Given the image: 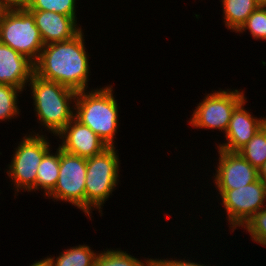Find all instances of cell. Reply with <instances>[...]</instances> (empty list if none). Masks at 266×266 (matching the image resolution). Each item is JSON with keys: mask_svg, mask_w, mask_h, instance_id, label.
<instances>
[{"mask_svg": "<svg viewBox=\"0 0 266 266\" xmlns=\"http://www.w3.org/2000/svg\"><path fill=\"white\" fill-rule=\"evenodd\" d=\"M34 74V63L26 56L0 42V84L26 91Z\"/></svg>", "mask_w": 266, "mask_h": 266, "instance_id": "14", "label": "cell"}, {"mask_svg": "<svg viewBox=\"0 0 266 266\" xmlns=\"http://www.w3.org/2000/svg\"><path fill=\"white\" fill-rule=\"evenodd\" d=\"M29 82L38 123L44 126V131L56 136L74 118L77 92L36 74Z\"/></svg>", "mask_w": 266, "mask_h": 266, "instance_id": "2", "label": "cell"}, {"mask_svg": "<svg viewBox=\"0 0 266 266\" xmlns=\"http://www.w3.org/2000/svg\"><path fill=\"white\" fill-rule=\"evenodd\" d=\"M88 245L70 246L55 256H47L50 266H93L97 251Z\"/></svg>", "mask_w": 266, "mask_h": 266, "instance_id": "17", "label": "cell"}, {"mask_svg": "<svg viewBox=\"0 0 266 266\" xmlns=\"http://www.w3.org/2000/svg\"><path fill=\"white\" fill-rule=\"evenodd\" d=\"M219 158L213 182L220 196L231 189H238L258 179V170L238 152L217 148Z\"/></svg>", "mask_w": 266, "mask_h": 266, "instance_id": "10", "label": "cell"}, {"mask_svg": "<svg viewBox=\"0 0 266 266\" xmlns=\"http://www.w3.org/2000/svg\"><path fill=\"white\" fill-rule=\"evenodd\" d=\"M76 1L77 0H30L25 8L27 10H45L64 14L73 17L77 21Z\"/></svg>", "mask_w": 266, "mask_h": 266, "instance_id": "21", "label": "cell"}, {"mask_svg": "<svg viewBox=\"0 0 266 266\" xmlns=\"http://www.w3.org/2000/svg\"><path fill=\"white\" fill-rule=\"evenodd\" d=\"M145 261V262H144ZM154 259L147 258L140 260L127 251H122L120 248L106 249L99 253L95 258L93 266H153Z\"/></svg>", "mask_w": 266, "mask_h": 266, "instance_id": "18", "label": "cell"}, {"mask_svg": "<svg viewBox=\"0 0 266 266\" xmlns=\"http://www.w3.org/2000/svg\"><path fill=\"white\" fill-rule=\"evenodd\" d=\"M7 7L1 2L0 0V18H1V15L3 13V11L6 9Z\"/></svg>", "mask_w": 266, "mask_h": 266, "instance_id": "28", "label": "cell"}, {"mask_svg": "<svg viewBox=\"0 0 266 266\" xmlns=\"http://www.w3.org/2000/svg\"><path fill=\"white\" fill-rule=\"evenodd\" d=\"M113 85L77 92L74 118L88 126L108 147H115L119 110ZM115 138V139H114Z\"/></svg>", "mask_w": 266, "mask_h": 266, "instance_id": "3", "label": "cell"}, {"mask_svg": "<svg viewBox=\"0 0 266 266\" xmlns=\"http://www.w3.org/2000/svg\"><path fill=\"white\" fill-rule=\"evenodd\" d=\"M28 11L34 17L44 45L71 40L82 31L73 17L45 10Z\"/></svg>", "mask_w": 266, "mask_h": 266, "instance_id": "13", "label": "cell"}, {"mask_svg": "<svg viewBox=\"0 0 266 266\" xmlns=\"http://www.w3.org/2000/svg\"><path fill=\"white\" fill-rule=\"evenodd\" d=\"M258 178L266 185V162L258 169Z\"/></svg>", "mask_w": 266, "mask_h": 266, "instance_id": "26", "label": "cell"}, {"mask_svg": "<svg viewBox=\"0 0 266 266\" xmlns=\"http://www.w3.org/2000/svg\"><path fill=\"white\" fill-rule=\"evenodd\" d=\"M249 31L255 40H266V7L259 6L236 33Z\"/></svg>", "mask_w": 266, "mask_h": 266, "instance_id": "22", "label": "cell"}, {"mask_svg": "<svg viewBox=\"0 0 266 266\" xmlns=\"http://www.w3.org/2000/svg\"><path fill=\"white\" fill-rule=\"evenodd\" d=\"M29 266H50L48 259L45 257L41 260L33 262V264Z\"/></svg>", "mask_w": 266, "mask_h": 266, "instance_id": "27", "label": "cell"}, {"mask_svg": "<svg viewBox=\"0 0 266 266\" xmlns=\"http://www.w3.org/2000/svg\"><path fill=\"white\" fill-rule=\"evenodd\" d=\"M116 147H108L93 157L86 158L85 215L93 210L102 216V208L119 182L121 164Z\"/></svg>", "mask_w": 266, "mask_h": 266, "instance_id": "4", "label": "cell"}, {"mask_svg": "<svg viewBox=\"0 0 266 266\" xmlns=\"http://www.w3.org/2000/svg\"><path fill=\"white\" fill-rule=\"evenodd\" d=\"M50 149L42 158L37 168L36 191H44L47 196L55 187L59 177L60 147L55 153Z\"/></svg>", "mask_w": 266, "mask_h": 266, "instance_id": "16", "label": "cell"}, {"mask_svg": "<svg viewBox=\"0 0 266 266\" xmlns=\"http://www.w3.org/2000/svg\"><path fill=\"white\" fill-rule=\"evenodd\" d=\"M172 259V260H171ZM173 257L172 258H163V259H154V264L153 266H206L205 263L201 264L200 261L197 262H193L192 260H185V258L181 259H176ZM200 263V264H199ZM208 266V265H207Z\"/></svg>", "mask_w": 266, "mask_h": 266, "instance_id": "24", "label": "cell"}, {"mask_svg": "<svg viewBox=\"0 0 266 266\" xmlns=\"http://www.w3.org/2000/svg\"><path fill=\"white\" fill-rule=\"evenodd\" d=\"M83 30L71 40L44 45L34 63V74L76 92L87 90L90 74Z\"/></svg>", "mask_w": 266, "mask_h": 266, "instance_id": "1", "label": "cell"}, {"mask_svg": "<svg viewBox=\"0 0 266 266\" xmlns=\"http://www.w3.org/2000/svg\"><path fill=\"white\" fill-rule=\"evenodd\" d=\"M23 90L11 85L0 84V121L16 119L21 115L17 104ZM16 117V118H14Z\"/></svg>", "mask_w": 266, "mask_h": 266, "instance_id": "20", "label": "cell"}, {"mask_svg": "<svg viewBox=\"0 0 266 266\" xmlns=\"http://www.w3.org/2000/svg\"><path fill=\"white\" fill-rule=\"evenodd\" d=\"M59 147L74 155L89 158L103 152L108 146L88 126L73 118L57 135Z\"/></svg>", "mask_w": 266, "mask_h": 266, "instance_id": "12", "label": "cell"}, {"mask_svg": "<svg viewBox=\"0 0 266 266\" xmlns=\"http://www.w3.org/2000/svg\"><path fill=\"white\" fill-rule=\"evenodd\" d=\"M238 153L257 170L266 162V124Z\"/></svg>", "mask_w": 266, "mask_h": 266, "instance_id": "19", "label": "cell"}, {"mask_svg": "<svg viewBox=\"0 0 266 266\" xmlns=\"http://www.w3.org/2000/svg\"><path fill=\"white\" fill-rule=\"evenodd\" d=\"M224 25L235 33L260 5L257 0H221Z\"/></svg>", "mask_w": 266, "mask_h": 266, "instance_id": "15", "label": "cell"}, {"mask_svg": "<svg viewBox=\"0 0 266 266\" xmlns=\"http://www.w3.org/2000/svg\"><path fill=\"white\" fill-rule=\"evenodd\" d=\"M231 232L242 228L259 210L266 207V185L256 181L238 189L226 190L221 196Z\"/></svg>", "mask_w": 266, "mask_h": 266, "instance_id": "9", "label": "cell"}, {"mask_svg": "<svg viewBox=\"0 0 266 266\" xmlns=\"http://www.w3.org/2000/svg\"><path fill=\"white\" fill-rule=\"evenodd\" d=\"M245 98L234 110L229 122L228 129L225 132V142L217 145V148L229 152H238L243 148L266 124V116L255 117L244 107ZM227 141V142H226Z\"/></svg>", "mask_w": 266, "mask_h": 266, "instance_id": "11", "label": "cell"}, {"mask_svg": "<svg viewBox=\"0 0 266 266\" xmlns=\"http://www.w3.org/2000/svg\"><path fill=\"white\" fill-rule=\"evenodd\" d=\"M1 2L7 7H25L30 0H1Z\"/></svg>", "mask_w": 266, "mask_h": 266, "instance_id": "25", "label": "cell"}, {"mask_svg": "<svg viewBox=\"0 0 266 266\" xmlns=\"http://www.w3.org/2000/svg\"><path fill=\"white\" fill-rule=\"evenodd\" d=\"M243 228L250 233L252 241L266 247V207L255 213Z\"/></svg>", "mask_w": 266, "mask_h": 266, "instance_id": "23", "label": "cell"}, {"mask_svg": "<svg viewBox=\"0 0 266 266\" xmlns=\"http://www.w3.org/2000/svg\"><path fill=\"white\" fill-rule=\"evenodd\" d=\"M86 158L60 148L59 177L48 199L65 201L85 214Z\"/></svg>", "mask_w": 266, "mask_h": 266, "instance_id": "8", "label": "cell"}, {"mask_svg": "<svg viewBox=\"0 0 266 266\" xmlns=\"http://www.w3.org/2000/svg\"><path fill=\"white\" fill-rule=\"evenodd\" d=\"M241 89L216 90L205 94L190 117L191 127L214 129L225 134L235 108L245 99Z\"/></svg>", "mask_w": 266, "mask_h": 266, "instance_id": "7", "label": "cell"}, {"mask_svg": "<svg viewBox=\"0 0 266 266\" xmlns=\"http://www.w3.org/2000/svg\"><path fill=\"white\" fill-rule=\"evenodd\" d=\"M0 42L37 61L44 47L33 15L25 7L6 8L0 18Z\"/></svg>", "mask_w": 266, "mask_h": 266, "instance_id": "6", "label": "cell"}, {"mask_svg": "<svg viewBox=\"0 0 266 266\" xmlns=\"http://www.w3.org/2000/svg\"><path fill=\"white\" fill-rule=\"evenodd\" d=\"M39 133L32 131L25 134L14 148L13 158L6 172L9 179H12L11 185L13 184L14 190L17 191L15 196L20 190L36 191L37 168L44 155L52 149L46 133L42 134V128Z\"/></svg>", "mask_w": 266, "mask_h": 266, "instance_id": "5", "label": "cell"}, {"mask_svg": "<svg viewBox=\"0 0 266 266\" xmlns=\"http://www.w3.org/2000/svg\"><path fill=\"white\" fill-rule=\"evenodd\" d=\"M258 4L260 6H265L266 7V0H257Z\"/></svg>", "mask_w": 266, "mask_h": 266, "instance_id": "29", "label": "cell"}]
</instances>
